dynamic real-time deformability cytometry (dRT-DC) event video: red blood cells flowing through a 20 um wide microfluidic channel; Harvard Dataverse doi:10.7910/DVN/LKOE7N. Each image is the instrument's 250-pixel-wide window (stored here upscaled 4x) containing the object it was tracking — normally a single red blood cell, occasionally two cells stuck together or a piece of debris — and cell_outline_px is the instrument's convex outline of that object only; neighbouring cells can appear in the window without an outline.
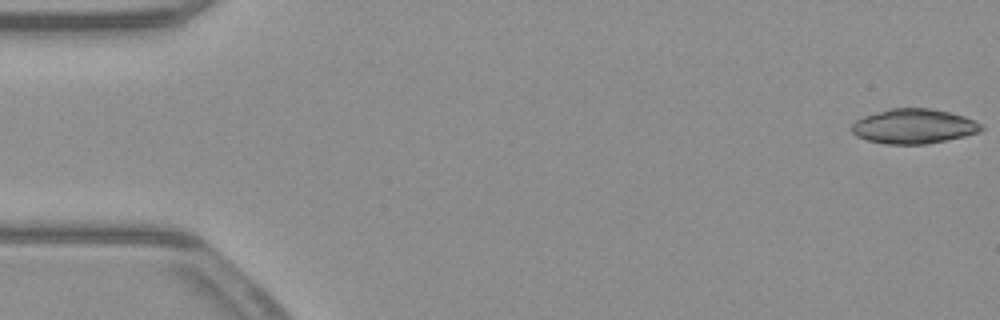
{"species": "common noctule bat (a hibernating species)", "species_latin": "Nyctalus noctula", "temperature_condition": "warm", "stored_images_in_passage": 13, "camera_frame_rate_fps": 3000, "um_per_image_px": 0.085, "animal": {"sex": "male", "body_mass_g": 23.1, "forearm_length_mm": 52.7}, "frame": {"image": 1, "passage_image": 1, "time_ms": 0.0, "image_size_px": [1000, 320], "cell_outline_px": [[984, 128], [980, 132], [964, 136], [928, 144], [884, 144], [868, 140], [856, 136], [848, 128], [856, 120], [864, 116], [888, 108], [932, 108], [964, 116], [980, 124]], "centroid_in_image_um": [77.63, 10.73], "position_along_channel_um": 7.4, "area_um2": 26.3}}